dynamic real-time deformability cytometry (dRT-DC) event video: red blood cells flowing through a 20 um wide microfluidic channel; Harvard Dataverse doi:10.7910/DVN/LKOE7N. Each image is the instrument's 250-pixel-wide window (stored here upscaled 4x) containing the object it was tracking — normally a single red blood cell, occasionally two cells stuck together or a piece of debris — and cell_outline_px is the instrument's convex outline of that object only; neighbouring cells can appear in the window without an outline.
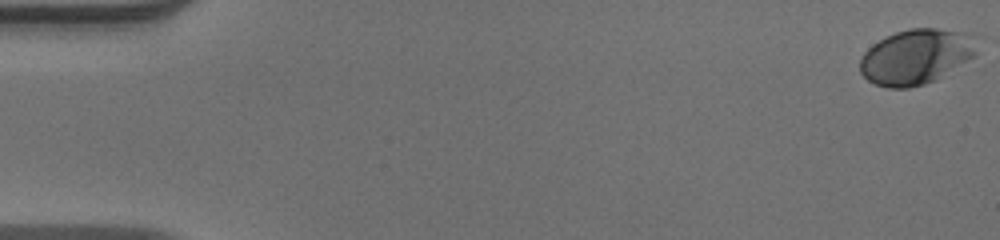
{"species": "human", "species_latin": "Homo sapiens", "temperature_condition": "warm", "stored_images_in_passage": 53, "camera_frame_rate_fps": 3000, "um_per_image_px": 0.085, "donor": {"sex": "male"}, "frame": {"image": 1, "passage_image": 1, "time_ms": 0.0, "image_size_px": [1000, 240], "cell_outline_px": [[976, 56], [936, 80], [924, 84], [908, 88], [888, 88], [876, 84], [868, 80], [860, 72], [860, 56], [872, 44], [896, 32], [908, 28], [936, 28], [956, 32], [976, 52]], "centroid_in_image_um": [77.72, 4.87], "position_along_channel_um": 7.3, "area_um2": 36.41}}
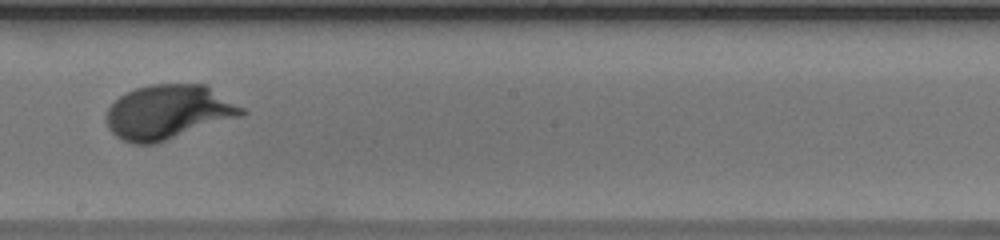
{"frame": {"image": 2, "passage_image": 31, "time_ms": 10.0, "image_size_px": [1000, 240], "cell_outline_px": [[248, 112], [240, 116], [152, 144], [132, 144], [116, 136], [108, 128], [108, 108], [120, 96], [136, 88], [152, 84], [208, 84], [244, 108]], "centroid_in_image_um": [14.33, 9.5], "position_along_channel_um": 233.9, "area_um2": 42.31}}
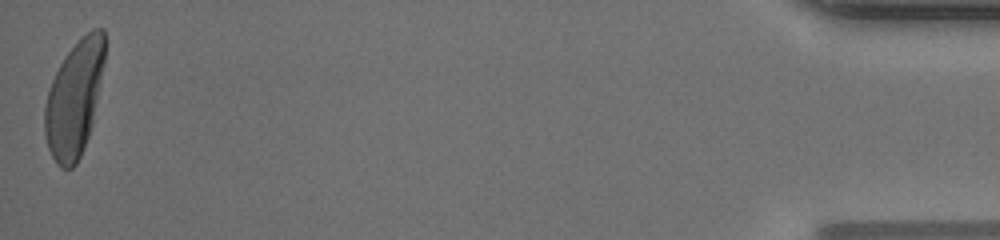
{"frame": {"image": 3, "passage_image": 53, "time_ms": 17.333, "image_size_px": [1000, 240], "cell_outline_px": [[104, 64], [92, 124], [88, 136], [80, 156], [76, 164], [72, 168], [60, 168], [56, 164], [48, 148], [44, 132], [44, 108], [48, 92], [52, 80], [64, 56], [92, 28], [104, 28]], "centroid_in_image_um": [6.3, 8.42], "position_along_channel_um": 428.9, "area_um2": 40.0}, "authors_computed_cell_mechanics": {"area_um2": 39.6508, "velocity_mm_per_s": 3.9142, "shape_relaxation_time_tau1_ms": 2.5816, "shape_relaxation_time_tau2_ms": null, "deformation_change_tau1": 0.1845, "deformation_change_tau2": null}}